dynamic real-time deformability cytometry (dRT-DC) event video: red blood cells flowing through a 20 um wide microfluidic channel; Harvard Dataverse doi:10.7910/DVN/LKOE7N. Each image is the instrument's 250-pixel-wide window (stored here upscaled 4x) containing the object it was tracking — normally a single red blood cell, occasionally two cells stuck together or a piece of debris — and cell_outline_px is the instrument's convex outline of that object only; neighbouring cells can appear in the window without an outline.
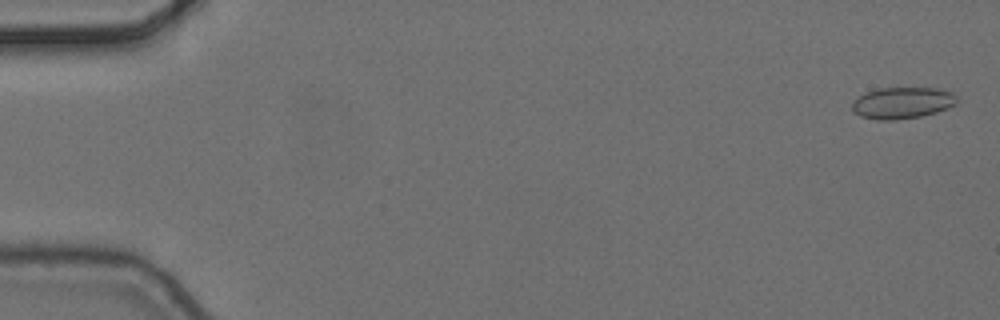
{"species": "common noctule bat (a hibernating species)", "species_latin": "Nyctalus noctula", "temperature_condition": "cold", "stored_images_in_passage": 6, "camera_frame_rate_fps": 3000, "um_per_image_px": 0.085, "animal": {"sex": "female", "body_mass_g": 24.6, "forearm_length_mm": 56.2}, "frame": {"image": 1, "passage_image": 1, "time_ms": 0.0, "image_size_px": [1000, 320], "cell_outline_px": [[956, 104], [948, 108], [936, 112], [920, 116], [896, 120], [876, 120], [860, 116], [852, 108], [852, 104], [864, 92], [880, 88], [936, 88], [952, 92], [956, 96]], "centroid_in_image_um": [76.7, 8.74], "position_along_channel_um": 8.3, "area_um2": 19.13}}
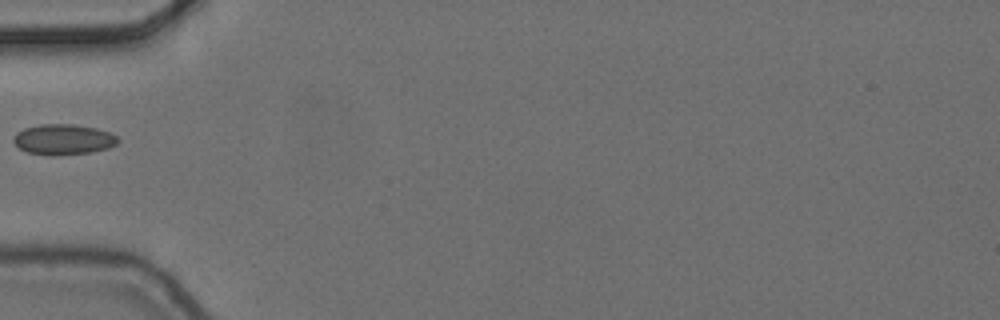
{"frame": {"image": 2, "passage_image": 6, "time_ms": 1.667, "image_size_px": [1000, 320], "cell_outline_px": [[120, 140], [116, 144], [108, 148], [92, 152], [52, 156], [48, 156], [28, 152], [20, 148], [12, 140], [12, 136], [16, 132], [24, 128], [40, 124], [72, 124], [96, 128], [108, 132], [116, 136]], "centroid_in_image_um": [5.36, 11.85], "position_along_channel_um": 79.6, "area_um2": 18.67}}